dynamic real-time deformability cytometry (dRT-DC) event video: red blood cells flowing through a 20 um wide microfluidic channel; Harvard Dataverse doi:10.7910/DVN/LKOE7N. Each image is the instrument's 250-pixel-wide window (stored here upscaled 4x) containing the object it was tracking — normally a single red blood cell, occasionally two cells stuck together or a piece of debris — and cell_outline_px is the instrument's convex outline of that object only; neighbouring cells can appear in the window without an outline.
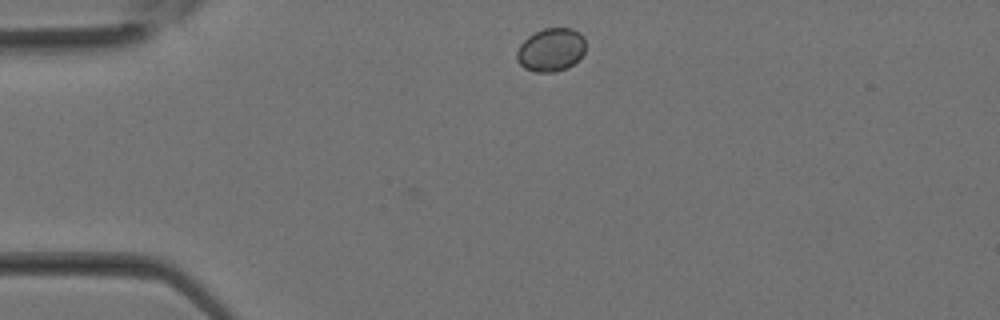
{"species": "Egyptian fruit bat (a non-hibernating species)", "species_latin": "Rousettus aegyptiacus", "temperature_condition": "room temperature", "stored_images_in_passage": 2, "camera_frame_rate_fps": 3000, "um_per_image_px": 0.085, "animal": {"sex": "female"}, "frame": {"image": 1, "passage_image": 2, "time_ms": 0.333, "image_size_px": [1000, 320], "cell_outline_px": [[584, 52], [568, 68], [556, 72], [532, 72], [524, 68], [516, 60], [516, 52], [520, 44], [528, 36], [544, 28], [572, 28], [580, 32], [584, 36]], "centroid_in_image_um": [46.81, 4.24], "position_along_channel_um": 38.2, "area_um2": 17.46}}